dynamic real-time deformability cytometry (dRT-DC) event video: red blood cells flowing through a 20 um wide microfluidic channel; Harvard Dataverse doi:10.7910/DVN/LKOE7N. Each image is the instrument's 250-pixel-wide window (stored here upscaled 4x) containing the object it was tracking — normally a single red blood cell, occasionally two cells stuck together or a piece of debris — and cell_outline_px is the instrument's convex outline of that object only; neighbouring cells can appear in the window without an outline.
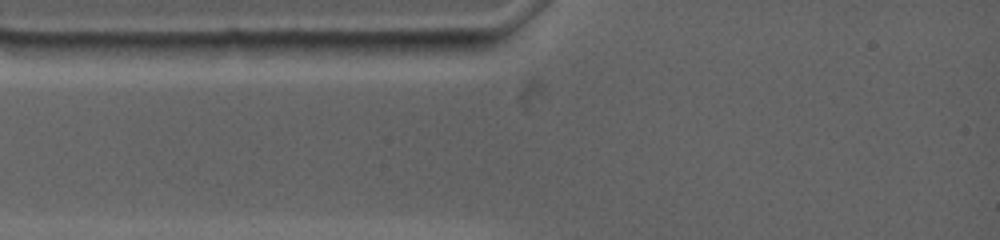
{"species": "common noctule bat (a hibernating species)", "species_latin": "Nyctalus noctula", "temperature_condition": "warm", "stored_images_in_passage": 1, "camera_frame_rate_fps": 4500, "um_per_image_px": 0.085, "animal": {"sex": "female", "body_mass_g": 19.0, "forearm_length_mm": 53.3}, "frame": {"image": 1, "passage_image": 1, "time_ms": 0.0, "image_size_px": [1000, 240], "cell_outline_px": [[200, 44], [192, 52], [156, 60], [108, 60], [104, 44], [196, 40]], "centroid_in_image_um": [12.69, 4.26], "position_along_channel_um": 72.3, "area_um2": 10.52}}